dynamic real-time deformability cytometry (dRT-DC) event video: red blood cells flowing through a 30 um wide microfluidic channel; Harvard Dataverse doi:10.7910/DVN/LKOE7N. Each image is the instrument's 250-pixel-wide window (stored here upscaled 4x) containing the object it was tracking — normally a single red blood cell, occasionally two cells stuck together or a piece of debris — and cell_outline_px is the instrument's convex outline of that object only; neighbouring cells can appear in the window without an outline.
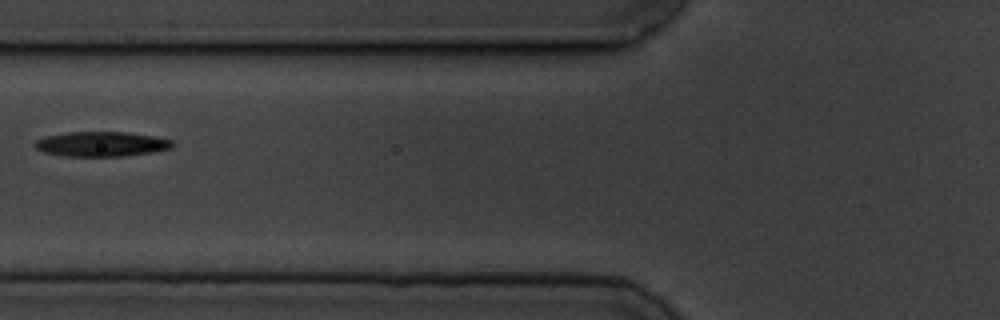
{"species": "common noctule bat (a hibernating species)", "species_latin": "Nyctalus noctula", "temperature_condition": "cold", "stored_images_in_passage": 8, "camera_frame_rate_fps": 3000, "um_per_image_px": 0.085, "animal": {"sex": "male", "body_mass_g": 19.5, "forearm_length_mm": 54.6}, "frame": {"image": 1, "passage_image": 6, "time_ms": 6.667, "image_size_px": [1000, 320], "cell_outline_px": [[172, 148], [152, 152], [120, 156], [64, 156], [44, 152], [36, 148], [32, 144], [36, 140], [44, 136], [68, 132], [128, 132], [152, 136], [172, 140]], "centroid_in_image_um": [8.57, 12.24], "position_along_channel_um": 117.2, "area_um2": 19.83}}
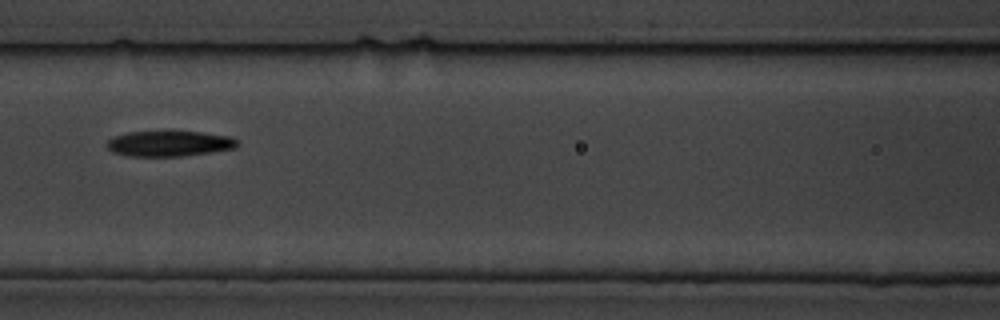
{"frame": {"image": 2, "passage_image": 7, "time_ms": 7.667, "image_size_px": [1000, 320], "cell_outline_px": [[240, 144], [236, 148], [180, 156], [128, 156], [112, 152], [108, 148], [108, 140], [112, 136], [128, 132], [168, 128], [172, 128], [232, 136], [240, 140]], "centroid_in_image_um": [14.41, 12.14], "position_along_channel_um": 152.2, "area_um2": 20.52}}
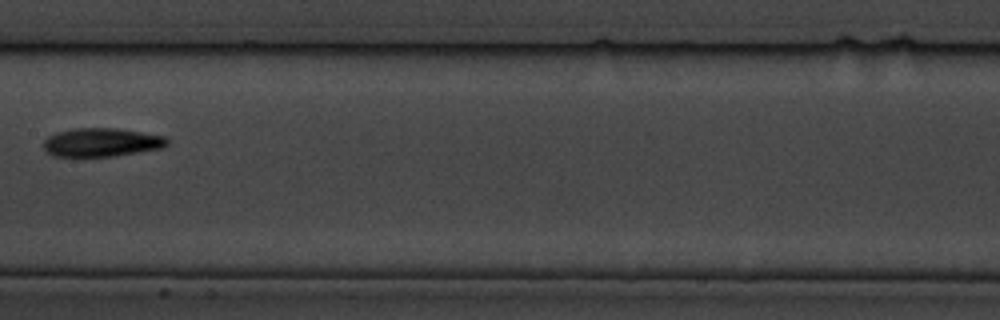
{"frame": {"image": 3, "passage_image": 8, "time_ms": 9.0, "image_size_px": [1000, 320], "cell_outline_px": [[172, 140], [164, 148], [112, 156], [52, 156], [44, 152], [44, 140], [48, 136], [56, 132], [72, 128], [116, 128], [164, 136]], "centroid_in_image_um": [8.63, 12.1], "position_along_channel_um": 198.8, "area_um2": 20.75}}